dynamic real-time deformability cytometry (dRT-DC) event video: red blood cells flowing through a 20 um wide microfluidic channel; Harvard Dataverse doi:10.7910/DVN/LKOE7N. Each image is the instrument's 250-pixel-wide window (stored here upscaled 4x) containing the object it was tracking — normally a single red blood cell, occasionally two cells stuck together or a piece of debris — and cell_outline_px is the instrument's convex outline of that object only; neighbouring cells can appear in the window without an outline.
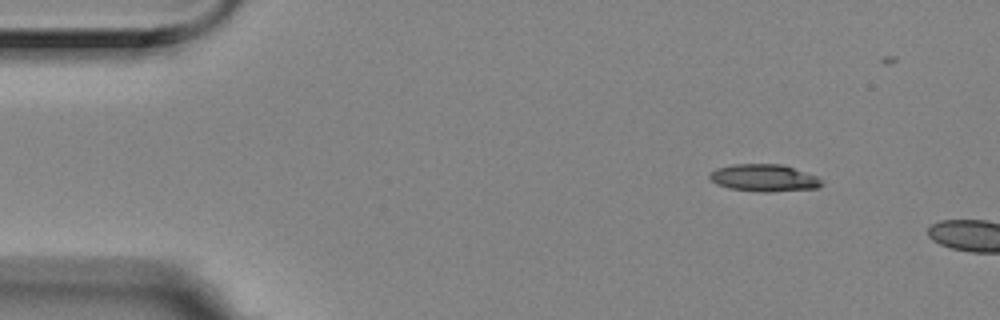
{"species": "Egyptian fruit bat (a non-hibernating species)", "species_latin": "Rousettus aegyptiacus", "temperature_condition": "room temperature", "stored_images_in_passage": 2, "camera_frame_rate_fps": 3000, "um_per_image_px": 0.085, "animal": {"sex": "female"}, "frame": {"image": 1, "passage_image": 1, "time_ms": 0.0, "image_size_px": [1000, 320], "cell_outline_px": [[824, 184], [816, 188], [772, 192], [760, 192], [728, 188], [716, 184], [708, 176], [716, 168], [732, 164], [780, 164], [816, 176], [824, 180]], "centroid_in_image_um": [64.94, 15.13], "position_along_channel_um": 20.1, "area_um2": 17.74}}